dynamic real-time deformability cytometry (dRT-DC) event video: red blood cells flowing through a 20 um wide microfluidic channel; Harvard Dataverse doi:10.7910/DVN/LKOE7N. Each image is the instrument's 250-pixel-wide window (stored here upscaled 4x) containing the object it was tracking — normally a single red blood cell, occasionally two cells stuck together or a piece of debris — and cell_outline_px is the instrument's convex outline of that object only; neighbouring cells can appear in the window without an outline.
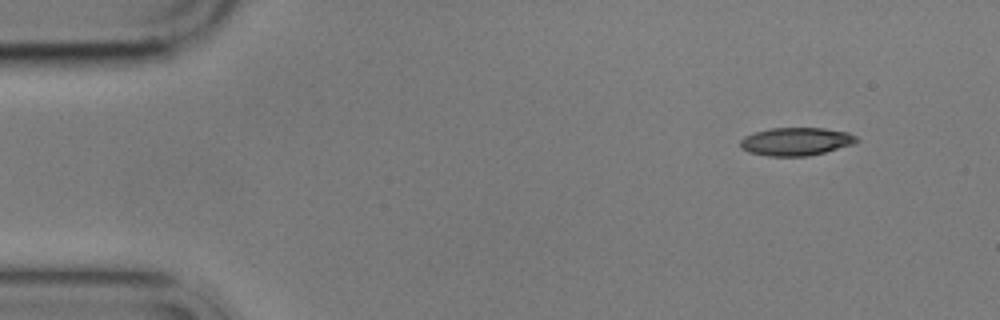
{"species": "common noctule bat (a hibernating species)", "species_latin": "Nyctalus noctula", "temperature_condition": "cold", "stored_images_in_passage": 4, "camera_frame_rate_fps": 3000, "um_per_image_px": 0.085, "animal": {"sex": "male", "body_mass_g": 17.9}, "frame": {"image": 1, "passage_image": 1, "time_ms": 0.0, "image_size_px": [1000, 320], "cell_outline_px": [[860, 140], [856, 144], [808, 156], [768, 156], [748, 152], [740, 148], [740, 140], [744, 136], [752, 132], [772, 128], [824, 128], [848, 132], [856, 136]], "centroid_in_image_um": [67.66, 12.02], "position_along_channel_um": 17.3, "area_um2": 19.25}}
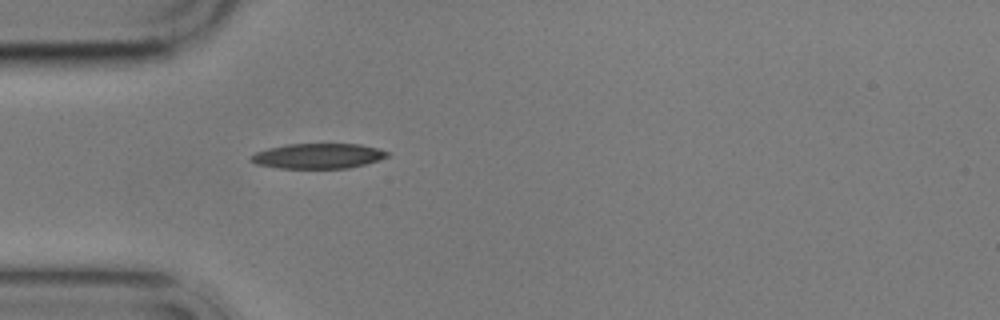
{"frame": {"image": 2, "passage_image": 4, "time_ms": 3.667, "image_size_px": [1000, 320], "cell_outline_px": [[388, 156], [380, 160], [348, 168], [280, 168], [256, 164], [248, 160], [248, 156], [256, 152], [268, 148], [288, 144], [360, 144], [380, 148], [388, 152]], "centroid_in_image_um": [27.02, 13.25], "position_along_channel_um": 58.0, "area_um2": 20.06}}